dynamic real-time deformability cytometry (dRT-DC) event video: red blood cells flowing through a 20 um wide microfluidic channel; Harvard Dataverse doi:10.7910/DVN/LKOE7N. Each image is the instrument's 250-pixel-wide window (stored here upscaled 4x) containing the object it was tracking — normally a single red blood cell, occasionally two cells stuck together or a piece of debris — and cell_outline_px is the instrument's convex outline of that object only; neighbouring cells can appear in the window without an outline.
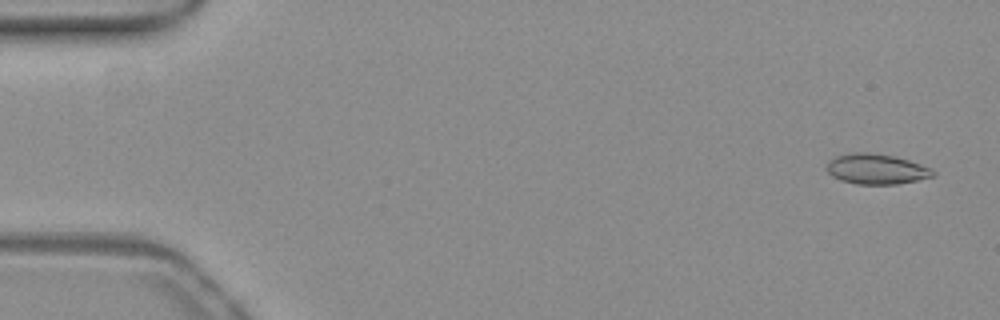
{"species": "common noctule bat (a hibernating species)", "species_latin": "Nyctalus noctula", "temperature_condition": "warm", "stored_images_in_passage": 54, "camera_frame_rate_fps": 3000, "um_per_image_px": 0.085, "animal": {"sex": "female", "body_mass_g": 19.3, "forearm_length_mm": 54.1}, "frame": {"image": 1, "passage_image": 3, "time_ms": 0.667, "image_size_px": [1000, 320], "cell_outline_px": [[936, 176], [896, 184], [856, 184], [840, 180], [832, 176], [828, 172], [828, 160], [836, 156], [852, 152], [868, 152], [892, 156], [908, 160], [932, 168], [936, 172]], "centroid_in_image_um": [74.5, 14.37], "position_along_channel_um": 10.5, "area_um2": 18.73}}
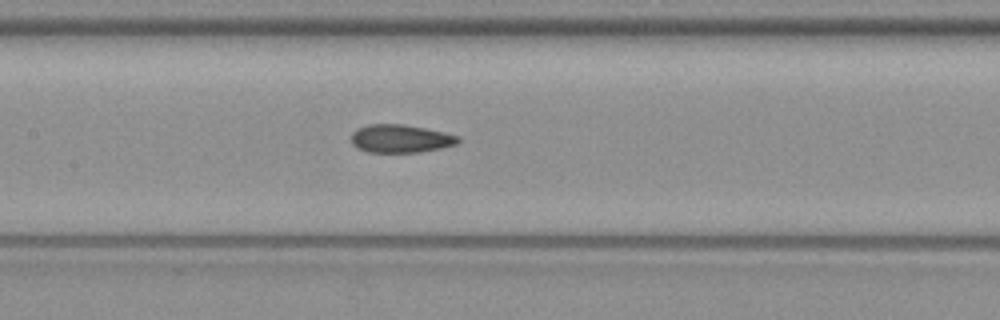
{"frame": {"image": 2, "passage_image": 26, "time_ms": 8.333, "image_size_px": [1000, 320], "cell_outline_px": [[460, 140], [456, 144], [440, 148], [420, 152], [368, 152], [356, 148], [352, 144], [352, 132], [356, 128], [368, 124], [400, 124], [424, 128], [444, 132], [460, 136]], "centroid_in_image_um": [34.02, 11.78], "position_along_channel_um": 173.4, "area_um2": 17.51}}
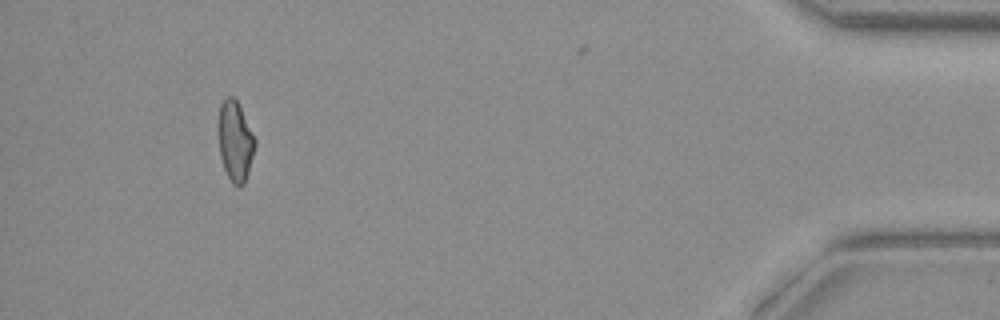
{"frame": {"image": 3, "passage_image": 50, "time_ms": 16.333, "image_size_px": [1000, 320], "cell_outline_px": [[256, 144], [248, 172], [244, 184], [240, 188], [236, 188], [232, 184], [224, 168], [220, 156], [216, 132], [216, 120], [220, 104], [228, 96], [232, 96], [236, 100], [256, 140]], "centroid_in_image_um": [19.94, 12.01], "position_along_channel_um": 415.3, "area_um2": 17.51}, "authors_computed_cell_mechanics": {"area_um2": 17.7157, "velocity_mm_per_s": 3.8987, "shape_relaxation_time_tau1_ms": null, "shape_relaxation_time_tau2_ms": 1.4908, "deformation_change_tau1": null, "deformation_change_tau2": 0.0772}}